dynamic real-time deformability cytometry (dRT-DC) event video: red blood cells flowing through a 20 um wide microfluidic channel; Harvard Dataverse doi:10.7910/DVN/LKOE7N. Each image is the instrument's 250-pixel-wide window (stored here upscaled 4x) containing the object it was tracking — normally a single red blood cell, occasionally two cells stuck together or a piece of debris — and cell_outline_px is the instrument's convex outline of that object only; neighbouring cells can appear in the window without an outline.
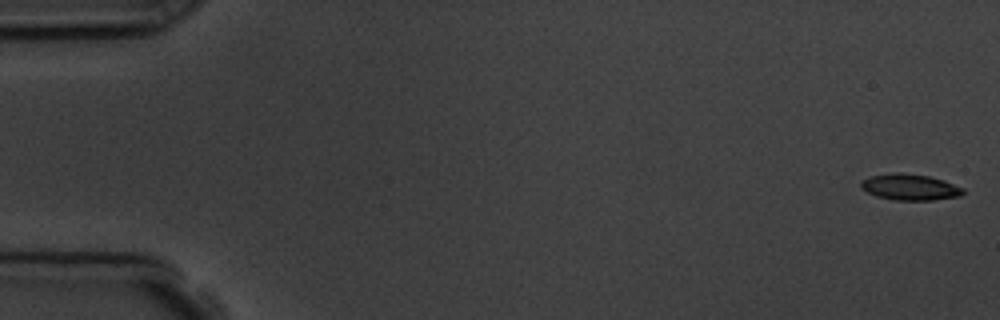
{"species": "common noctule bat (a hibernating species)", "species_latin": "Nyctalus noctula", "temperature_condition": "room temperature", "stored_images_in_passage": 4, "camera_frame_rate_fps": 3000, "um_per_image_px": 0.085, "animal": {"sex": "male", "body_mass_g": 19.5, "forearm_length_mm": 54.6}, "frame": {"image": 1, "passage_image": 1, "time_ms": 0.0, "image_size_px": [1000, 320], "cell_outline_px": [[964, 192], [960, 196], [932, 200], [896, 200], [876, 196], [860, 188], [860, 184], [868, 176], [896, 172], [928, 176], [944, 180], [964, 188]], "centroid_in_image_um": [77.34, 15.9], "position_along_channel_um": 7.7, "area_um2": 15.49}}